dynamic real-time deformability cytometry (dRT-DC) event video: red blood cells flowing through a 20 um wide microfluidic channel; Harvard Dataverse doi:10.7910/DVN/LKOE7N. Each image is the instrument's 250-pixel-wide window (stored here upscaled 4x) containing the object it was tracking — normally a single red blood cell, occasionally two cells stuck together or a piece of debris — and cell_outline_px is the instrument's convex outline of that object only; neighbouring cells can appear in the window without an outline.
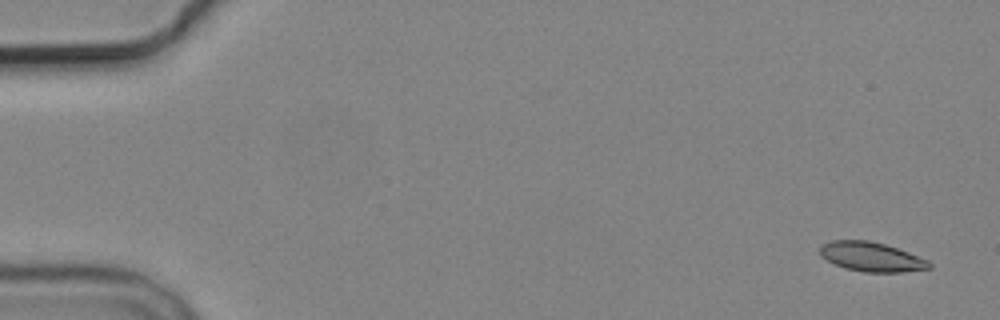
{"species": "common noctule bat (a hibernating species)", "species_latin": "Nyctalus noctula", "temperature_condition": "cold", "stored_images_in_passage": 4, "camera_frame_rate_fps": 3000, "um_per_image_px": 0.085, "animal": {"sex": "male", "body_mass_g": 19.2, "forearm_length_mm": 51.8}, "frame": {"image": 1, "passage_image": 1, "time_ms": 0.0, "image_size_px": [1000, 320], "cell_outline_px": [[932, 268], [904, 272], [864, 272], [844, 268], [820, 256], [820, 244], [832, 240], [868, 240], [884, 244], [908, 252], [928, 260], [932, 264]], "centroid_in_image_um": [74.07, 21.83], "position_along_channel_um": 10.9, "area_um2": 18.73}}